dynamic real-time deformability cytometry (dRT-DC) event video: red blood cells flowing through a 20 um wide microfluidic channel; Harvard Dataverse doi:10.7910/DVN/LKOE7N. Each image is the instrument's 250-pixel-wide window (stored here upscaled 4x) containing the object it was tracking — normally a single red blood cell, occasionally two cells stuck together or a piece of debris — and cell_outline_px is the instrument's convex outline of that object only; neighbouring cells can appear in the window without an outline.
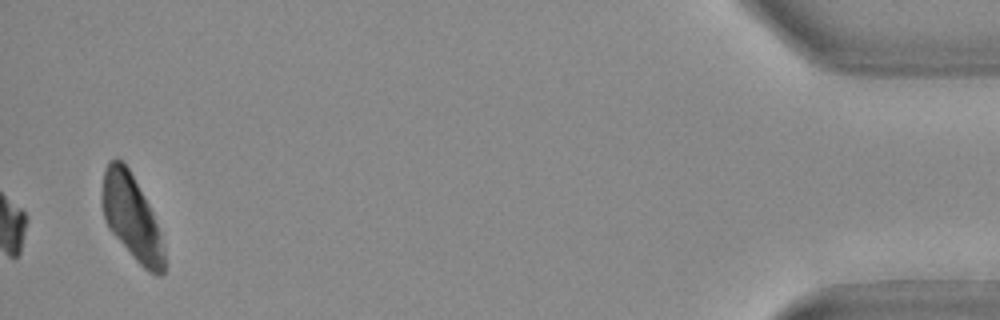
{"species": "Egyptian fruit bat (a non-hibernating species)", "species_latin": "Rousettus aegyptiacus", "temperature_condition": "warm", "stored_images_in_passage": 39, "camera_frame_rate_fps": 3000, "um_per_image_px": 0.085, "animal": {"sex": "female"}, "frame": {"image": 1, "passage_image": 39, "time_ms": 12.667, "image_size_px": [1000, 320], "cell_outline_px": [[164, 272], [160, 276], [156, 276], [148, 272], [132, 256], [108, 228], [104, 220], [100, 204], [100, 196], [104, 168], [108, 160], [124, 160], [148, 204], [152, 212], [160, 236], [164, 252]], "centroid_in_image_um": [11.13, 18.44], "position_along_channel_um": 424.1, "area_um2": 30.75}, "authors_computed_cell_mechanics": {"area_um2": 18.9006, "velocity_mm_per_s": 3.6822, "shape_relaxation_time_tau1_ms": 5.1395, "shape_relaxation_time_tau2_ms": null, "deformation_change_tau1": 0.135, "deformation_change_tau2": null}}